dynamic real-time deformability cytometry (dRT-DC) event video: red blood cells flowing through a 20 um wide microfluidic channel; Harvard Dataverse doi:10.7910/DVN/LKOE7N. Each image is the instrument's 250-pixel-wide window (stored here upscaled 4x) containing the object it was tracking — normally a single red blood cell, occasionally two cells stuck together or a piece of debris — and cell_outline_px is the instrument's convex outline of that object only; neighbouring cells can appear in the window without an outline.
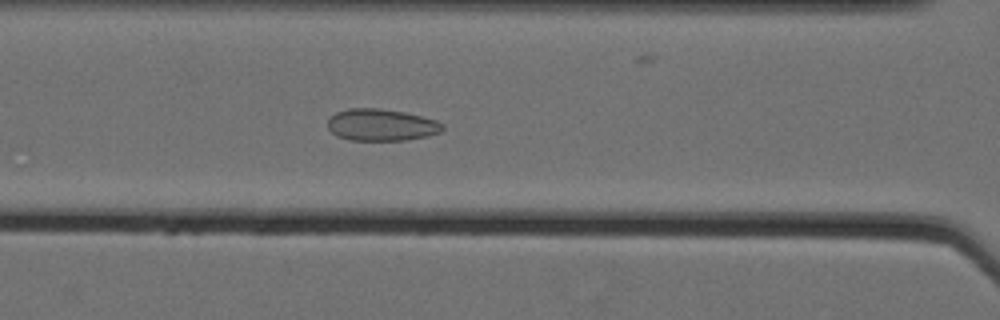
{"species": "Egyptian fruit bat (a non-hibernating species)", "species_latin": "Rousettus aegyptiacus", "temperature_condition": "cold", "stored_images_in_passage": 7, "camera_frame_rate_fps": 3000, "um_per_image_px": 0.085, "animal": {"sex": "female"}, "frame": {"image": 1, "passage_image": 5, "time_ms": 1.333, "image_size_px": [1000, 320], "cell_outline_px": [[444, 128], [440, 132], [428, 136], [404, 140], [348, 140], [336, 136], [328, 128], [328, 116], [336, 112], [348, 108], [380, 108], [404, 112], [436, 120], [444, 124]], "centroid_in_image_um": [32.38, 10.61], "position_along_channel_um": 134.2, "area_um2": 21.5}}